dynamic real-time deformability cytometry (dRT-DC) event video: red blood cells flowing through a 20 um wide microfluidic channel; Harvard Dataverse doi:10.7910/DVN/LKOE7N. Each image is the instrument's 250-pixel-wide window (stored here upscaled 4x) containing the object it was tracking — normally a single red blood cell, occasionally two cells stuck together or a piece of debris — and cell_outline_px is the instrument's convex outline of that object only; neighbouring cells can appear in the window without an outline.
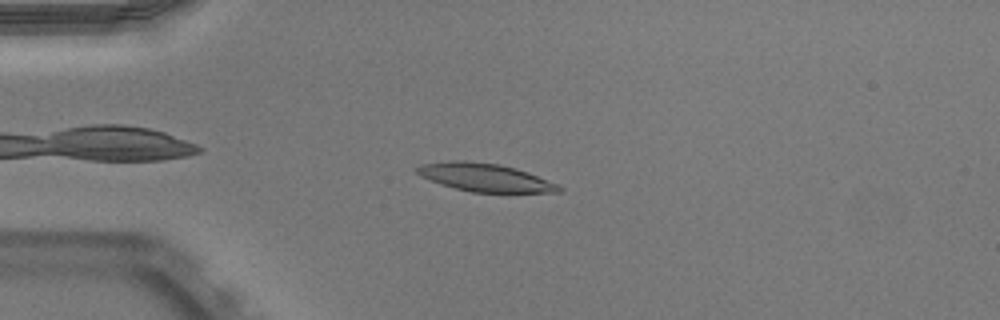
{"species": "Egyptian fruit bat (a non-hibernating species)", "species_latin": "Rousettus aegyptiacus", "temperature_condition": "warm", "stored_images_in_passage": 37, "camera_frame_rate_fps": 3000, "um_per_image_px": 0.085, "animal": {"sex": "male"}, "frame": {"image": 1, "passage_image": 5, "time_ms": 1.333, "image_size_px": [1000, 320], "cell_outline_px": [[564, 188], [560, 192], [472, 192], [440, 184], [420, 176], [412, 168], [420, 164], [448, 160], [464, 160], [500, 164], [516, 168], [528, 172], [560, 184]], "centroid_in_image_um": [41.21, 15.07], "position_along_channel_um": 43.8, "area_um2": 23.52}}
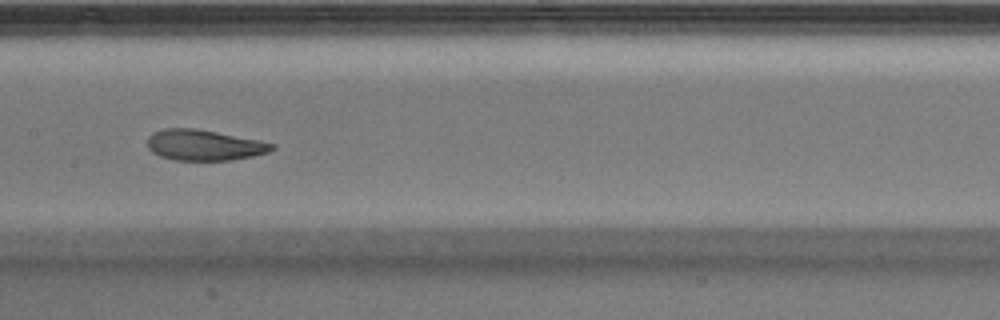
{"frame": {"image": 2, "passage_image": 18, "time_ms": 5.667, "image_size_px": [1000, 320], "cell_outline_px": [[276, 148], [268, 152], [252, 156], [232, 160], [176, 160], [160, 156], [152, 152], [148, 148], [148, 136], [152, 132], [164, 128], [196, 128], [260, 140], [276, 144]], "centroid_in_image_um": [17.36, 12.32], "position_along_channel_um": 190.0, "area_um2": 22.43}}
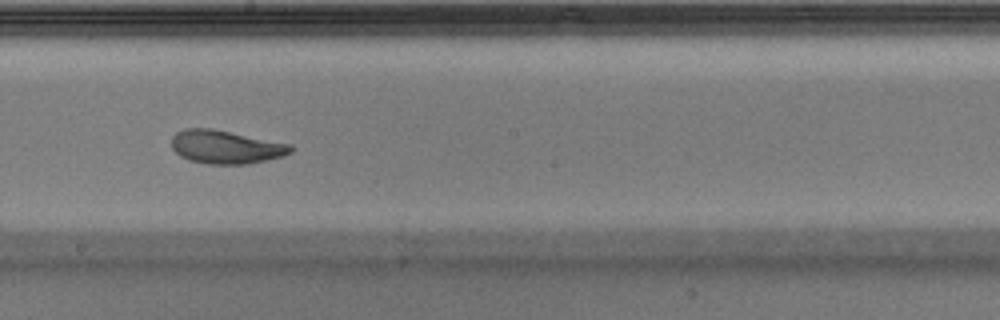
{"frame": {"image": 3, "passage_image": 21, "time_ms": 6.667, "image_size_px": [1000, 320], "cell_outline_px": [[296, 148], [292, 152], [284, 156], [248, 164], [208, 164], [188, 160], [180, 156], [172, 148], [172, 136], [176, 132], [184, 128], [212, 128], [292, 144]], "centroid_in_image_um": [19.22, 12.49], "position_along_channel_um": 229.0, "area_um2": 23.47}, "authors_computed_cell_mechanics": {"area_um2": 23.4668, "velocity_mm_per_s": 3.9138, "shape_relaxation_time_tau1_ms": 2.8774, "shape_relaxation_time_tau2_ms": 1.708, "deformation_change_tau1": 0.1356, "deformation_change_tau2": 0.0807}}